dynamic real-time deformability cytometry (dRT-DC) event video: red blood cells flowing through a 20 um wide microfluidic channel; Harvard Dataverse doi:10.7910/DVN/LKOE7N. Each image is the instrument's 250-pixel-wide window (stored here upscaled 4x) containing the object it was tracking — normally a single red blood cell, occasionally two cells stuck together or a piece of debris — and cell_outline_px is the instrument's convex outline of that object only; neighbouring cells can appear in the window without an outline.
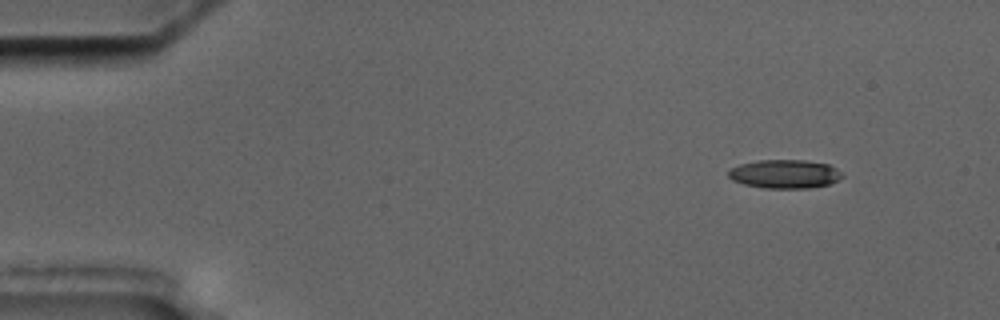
{"species": "common noctule bat (a hibernating species)", "species_latin": "Nyctalus noctula", "temperature_condition": "cold", "stored_images_in_passage": 6, "camera_frame_rate_fps": 3000, "um_per_image_px": 0.085, "animal": {"sex": "male", "body_mass_g": 17.5, "forearm_length_mm": 52.3}, "frame": {"image": 1, "passage_image": 6, "time_ms": 6.667, "image_size_px": [1000, 320], "cell_outline_px": [[844, 176], [828, 184], [808, 188], [764, 188], [744, 184], [732, 180], [728, 176], [728, 172], [732, 168], [740, 164], [760, 160], [804, 160], [828, 164], [836, 168]], "centroid_in_image_um": [66.69, 14.79], "position_along_channel_um": 18.3, "area_um2": 18.84}}